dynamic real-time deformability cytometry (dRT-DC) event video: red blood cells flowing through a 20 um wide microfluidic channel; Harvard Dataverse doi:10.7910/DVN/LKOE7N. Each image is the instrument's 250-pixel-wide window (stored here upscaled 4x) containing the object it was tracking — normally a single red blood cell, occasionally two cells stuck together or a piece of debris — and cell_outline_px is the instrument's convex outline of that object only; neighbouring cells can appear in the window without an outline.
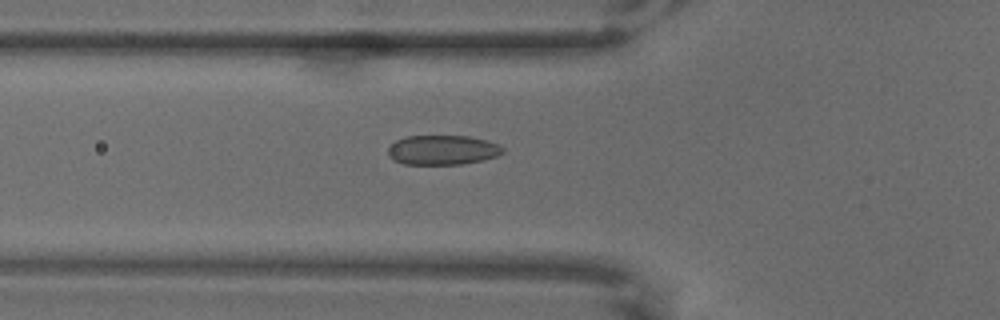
{"species": "common noctule bat (a hibernating species)", "species_latin": "Nyctalus noctula", "temperature_condition": "warm", "stored_images_in_passage": 43, "camera_frame_rate_fps": 3000, "um_per_image_px": 0.085, "animal": {"sex": "male", "body_mass_g": 18.8}, "frame": {"image": 1, "passage_image": 2, "time_ms": 0.333, "image_size_px": [1000, 320], "cell_outline_px": [[504, 152], [496, 156], [484, 160], [460, 164], [404, 164], [392, 160], [388, 156], [388, 144], [404, 136], [468, 136], [500, 144], [504, 148]], "centroid_in_image_um": [37.58, 12.75], "position_along_channel_um": 88.2, "area_um2": 20.0}}
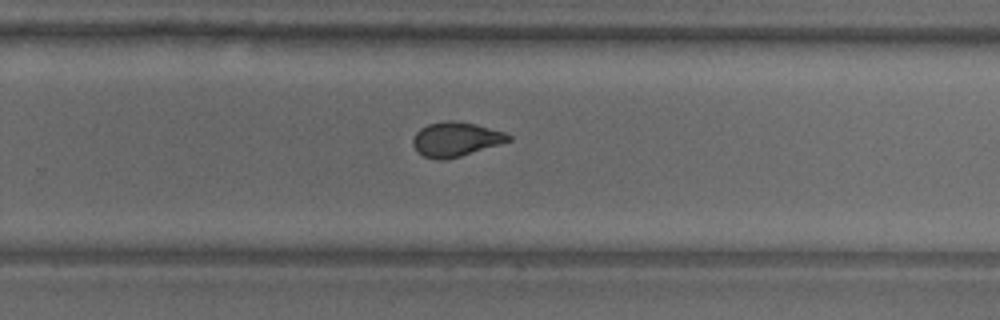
{"frame": {"image": 2, "passage_image": 21, "time_ms": 6.667, "image_size_px": [1000, 320], "cell_outline_px": [[512, 140], [500, 144], [460, 156], [444, 160], [436, 160], [424, 156], [416, 152], [412, 144], [412, 140], [416, 132], [420, 128], [428, 124], [444, 120], [456, 120], [476, 124], [504, 132], [512, 136]], "centroid_in_image_um": [38.71, 11.83], "position_along_channel_um": 291.1, "area_um2": 19.31}}
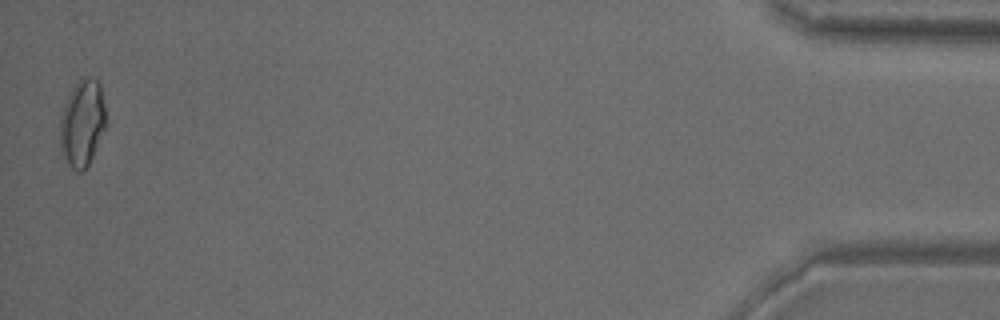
{"frame": {"image": 3, "passage_image": 42, "time_ms": 13.667, "image_size_px": [1000, 320], "cell_outline_px": [[108, 120], [92, 156], [88, 164], [80, 172], [72, 168], [60, 144], [60, 116], [68, 96], [72, 88], [80, 80], [88, 76], [96, 80], [100, 84]], "centroid_in_image_um": [7.02, 10.4], "position_along_channel_um": 428.2, "area_um2": 22.72}}